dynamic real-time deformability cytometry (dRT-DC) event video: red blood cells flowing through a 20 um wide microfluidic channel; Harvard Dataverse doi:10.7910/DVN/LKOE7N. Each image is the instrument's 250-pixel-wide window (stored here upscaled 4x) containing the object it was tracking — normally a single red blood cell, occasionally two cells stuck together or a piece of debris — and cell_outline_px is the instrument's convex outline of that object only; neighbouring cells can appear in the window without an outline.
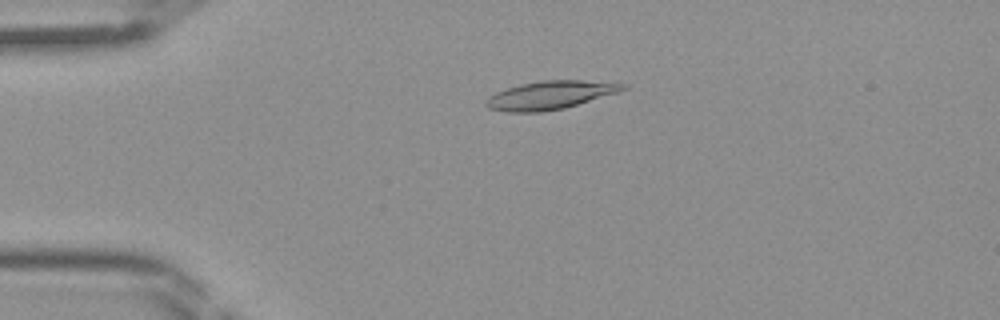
{"species": "Egyptian fruit bat (a non-hibernating species)", "species_latin": "Rousettus aegyptiacus", "temperature_condition": "room temperature", "stored_images_in_passage": 44, "camera_frame_rate_fps": 3000, "um_per_image_px": 0.085, "frame": {"image": 1, "passage_image": 10, "time_ms": 3.0, "image_size_px": [1000, 320], "cell_outline_px": [[628, 88], [616, 92], [564, 108], [540, 112], [504, 112], [488, 108], [484, 104], [484, 100], [488, 96], [496, 92], [520, 84], [540, 80], [580, 80], [628, 84]], "centroid_in_image_um": [46.69, 8.08], "position_along_channel_um": 38.3, "area_um2": 22.43}}
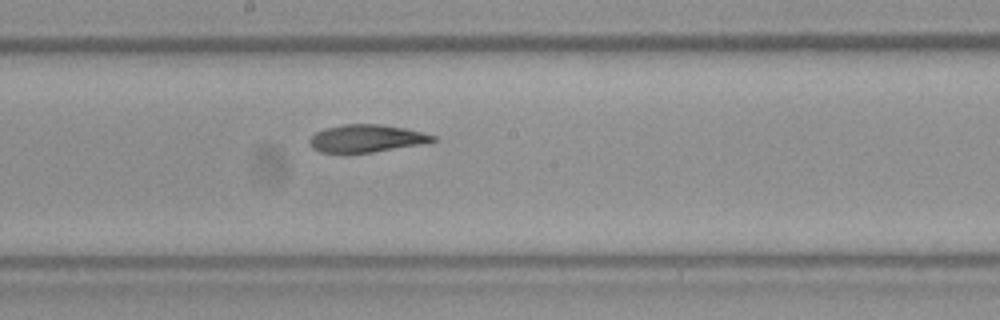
{"frame": {"image": 2, "passage_image": 24, "time_ms": 7.667, "image_size_px": [1000, 320], "cell_outline_px": [[440, 140], [428, 144], [372, 152], [320, 152], [312, 148], [308, 144], [308, 140], [316, 132], [324, 128], [344, 124], [380, 124], [404, 128], [436, 136]], "centroid_in_image_um": [31.19, 11.77], "position_along_channel_um": 217.0, "area_um2": 20.0}}
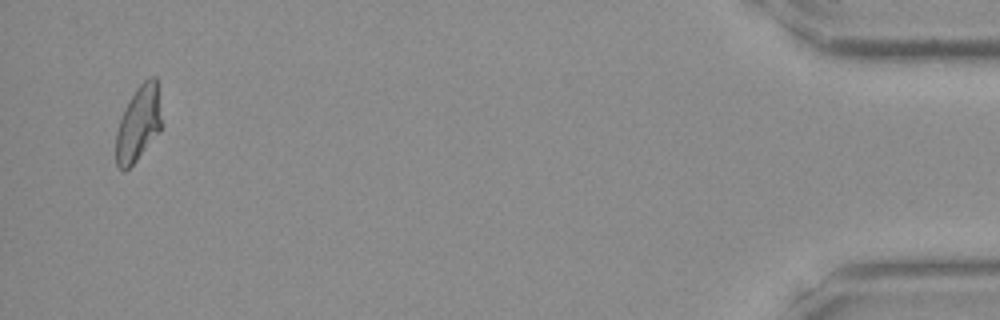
{"frame": {"image": 3, "passage_image": 43, "time_ms": 14.0, "image_size_px": [1000, 320], "cell_outline_px": [[164, 124], [160, 132], [136, 160], [124, 172], [116, 164], [116, 132], [120, 116], [128, 100], [136, 88], [148, 76], [156, 76]], "centroid_in_image_um": [11.8, 10.46], "position_along_channel_um": 423.4, "area_um2": 20.58}}